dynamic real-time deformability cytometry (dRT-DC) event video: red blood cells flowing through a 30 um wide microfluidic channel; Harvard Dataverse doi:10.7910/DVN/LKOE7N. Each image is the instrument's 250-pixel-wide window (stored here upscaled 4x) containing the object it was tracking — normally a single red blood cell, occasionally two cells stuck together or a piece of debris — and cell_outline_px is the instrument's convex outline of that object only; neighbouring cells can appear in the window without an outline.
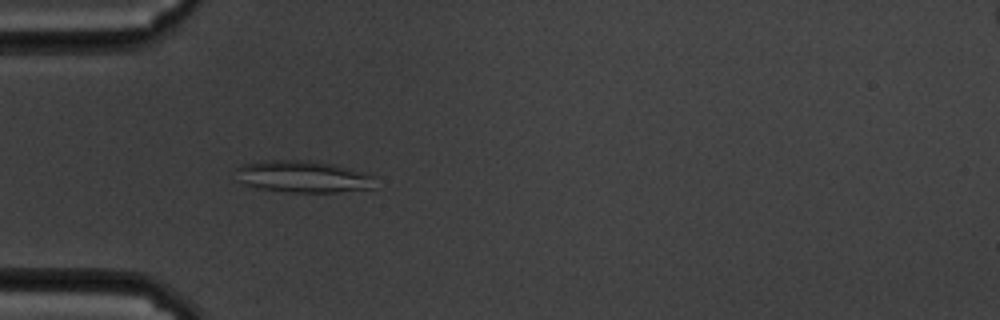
{"species": "common noctule bat (a hibernating species)", "species_latin": "Nyctalus noctula", "temperature_condition": "cold", "stored_images_in_passage": 58, "camera_frame_rate_fps": 3000, "um_per_image_px": 0.085, "animal": {"sex": "male", "body_mass_g": 19.5, "forearm_length_mm": 54.6}, "frame": {"image": 1, "passage_image": 17, "time_ms": 5.333, "image_size_px": [1000, 320], "cell_outline_px": [[376, 176], [372, 188], [336, 192], [292, 192], [256, 188], [244, 184], [240, 180], [236, 168], [244, 164], [268, 160], [308, 160], [336, 164], [364, 172]], "centroid_in_image_um": [25.8, 15.0], "position_along_channel_um": 59.2, "area_um2": 25.78}}
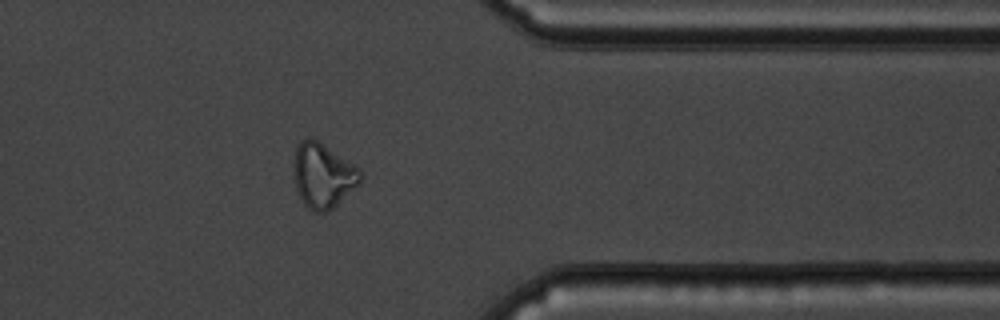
{"frame": {"image": 2, "passage_image": 47, "time_ms": 15.333, "image_size_px": [1000, 320], "cell_outline_px": [[364, 176], [360, 184], [332, 208], [324, 212], [312, 212], [304, 204], [296, 188], [292, 172], [296, 148], [300, 140], [308, 136], [312, 136], [356, 164], [360, 168]], "centroid_in_image_um": [27.47, 14.87], "position_along_channel_um": 383.9, "area_um2": 25.78}}
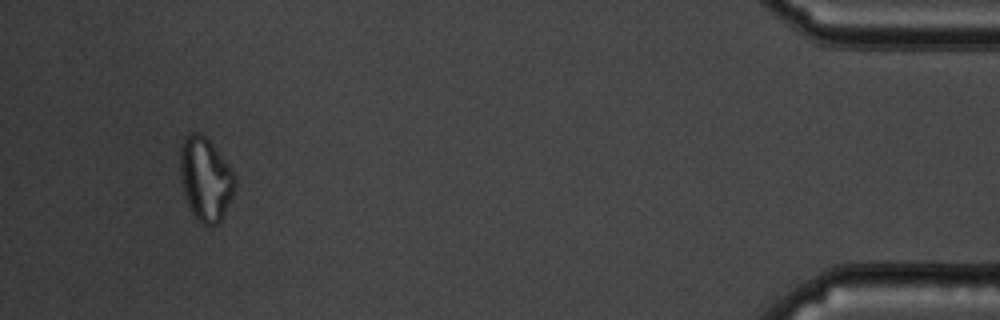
{"frame": {"image": 3, "passage_image": 55, "time_ms": 18.0, "image_size_px": [1000, 320], "cell_outline_px": [[236, 184], [232, 196], [220, 220], [216, 224], [204, 224], [192, 212], [188, 204], [184, 192], [180, 176], [180, 148], [184, 136], [192, 132], [200, 132], [212, 144], [232, 168], [236, 180]], "centroid_in_image_um": [17.46, 15.16], "position_along_channel_um": 417.7, "area_um2": 26.3}, "authors_computed_cell_mechanics": {"area_um2": 25.0563, "velocity_mm_per_s": 3.3949, "shape_relaxation_time_tau1_ms": null, "shape_relaxation_time_tau2_ms": 4.0866, "deformation_change_tau1": null, "deformation_change_tau2": 0.103}}